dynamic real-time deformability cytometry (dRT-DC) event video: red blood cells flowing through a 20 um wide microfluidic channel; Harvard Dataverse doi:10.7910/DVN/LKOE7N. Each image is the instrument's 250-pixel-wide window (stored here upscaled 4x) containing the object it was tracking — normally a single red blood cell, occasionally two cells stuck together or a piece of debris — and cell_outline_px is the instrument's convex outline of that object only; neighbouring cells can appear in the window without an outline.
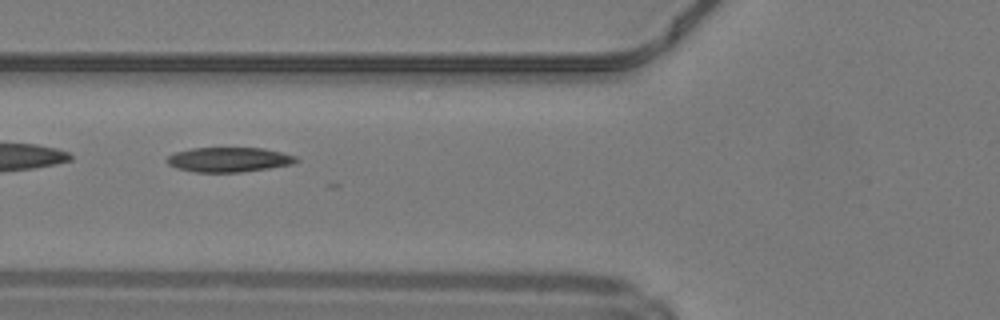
{"species": "common noctule bat (a hibernating species)", "species_latin": "Nyctalus noctula", "temperature_condition": "warm", "stored_images_in_passage": 23, "camera_frame_rate_fps": 3000, "um_per_image_px": 0.085, "animal": {"sex": "male", "body_mass_g": 19.2, "forearm_length_mm": 51.8}, "frame": {"image": 1, "passage_image": 11, "time_ms": 3.333, "image_size_px": [1000, 320], "cell_outline_px": [[300, 160], [292, 164], [244, 172], [196, 172], [176, 168], [168, 164], [164, 160], [172, 152], [192, 148], [264, 148], [296, 156]], "centroid_in_image_um": [19.42, 13.56], "position_along_channel_um": 106.4, "area_um2": 18.73}}
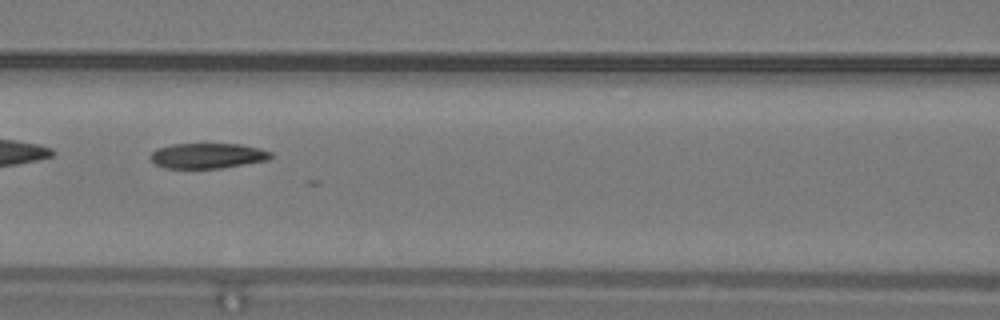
{"frame": {"image": 2, "passage_image": 14, "time_ms": 4.333, "image_size_px": [1000, 320], "cell_outline_px": [[276, 156], [268, 160], [220, 168], [164, 168], [156, 164], [148, 156], [156, 148], [172, 144], [240, 144], [260, 148], [272, 152]], "centroid_in_image_um": [17.66, 13.23], "position_along_channel_um": 148.9, "area_um2": 17.86}}